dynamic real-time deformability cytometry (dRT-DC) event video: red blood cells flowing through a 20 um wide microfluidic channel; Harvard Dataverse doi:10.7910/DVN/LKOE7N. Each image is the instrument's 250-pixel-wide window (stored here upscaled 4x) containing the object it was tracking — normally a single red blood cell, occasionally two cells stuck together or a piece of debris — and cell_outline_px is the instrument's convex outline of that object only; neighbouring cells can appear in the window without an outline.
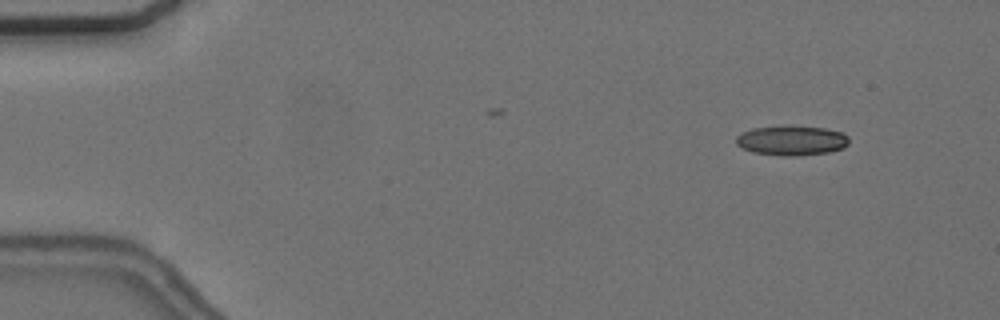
{"species": "common noctule bat (a hibernating species)", "species_latin": "Nyctalus noctula", "temperature_condition": "cold", "stored_images_in_passage": 4, "camera_frame_rate_fps": 3000, "um_per_image_px": 0.085, "animal": {"sex": "female", "body_mass_g": 24.6, "forearm_length_mm": 56.2}, "frame": {"image": 1, "passage_image": 1, "time_ms": 0.0, "image_size_px": [1000, 320], "cell_outline_px": [[848, 144], [844, 148], [828, 152], [796, 156], [780, 156], [752, 152], [736, 144], [736, 136], [740, 132], [752, 128], [780, 124], [792, 124], [824, 128], [844, 132], [848, 136]], "centroid_in_image_um": [67.27, 11.91], "position_along_channel_um": 17.7, "area_um2": 20.29}}